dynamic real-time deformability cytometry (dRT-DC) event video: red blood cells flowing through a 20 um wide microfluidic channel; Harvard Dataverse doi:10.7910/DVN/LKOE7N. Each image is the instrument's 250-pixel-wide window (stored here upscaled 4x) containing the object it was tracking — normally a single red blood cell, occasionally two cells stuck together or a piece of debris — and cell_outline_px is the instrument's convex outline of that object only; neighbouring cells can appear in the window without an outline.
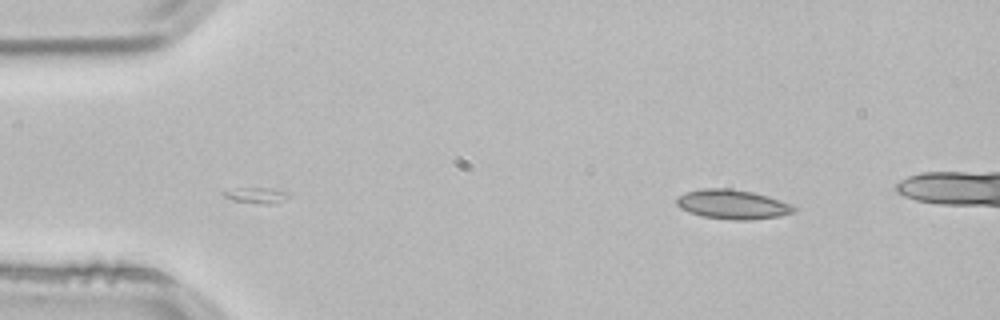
{"species": "common noctule bat (a hibernating species)", "species_latin": "Nyctalus noctula", "temperature_condition": "room temperature", "stored_images_in_passage": 3, "camera_frame_rate_fps": 3000, "um_per_image_px": 0.085, "animal": {"sex": "male", "body_mass_g": 21.5, "forearm_length_mm": 52.0}, "frame": {"image": 1, "passage_image": 3, "time_ms": 0.667, "image_size_px": [1000, 320], "cell_outline_px": [[800, 208], [796, 212], [780, 216], [748, 220], [732, 220], [704, 216], [688, 212], [680, 208], [676, 204], [676, 196], [700, 188], [728, 188], [752, 192], [768, 196], [792, 204]], "centroid_in_image_um": [62.3, 17.37], "position_along_channel_um": 22.7, "area_um2": 20.29}}